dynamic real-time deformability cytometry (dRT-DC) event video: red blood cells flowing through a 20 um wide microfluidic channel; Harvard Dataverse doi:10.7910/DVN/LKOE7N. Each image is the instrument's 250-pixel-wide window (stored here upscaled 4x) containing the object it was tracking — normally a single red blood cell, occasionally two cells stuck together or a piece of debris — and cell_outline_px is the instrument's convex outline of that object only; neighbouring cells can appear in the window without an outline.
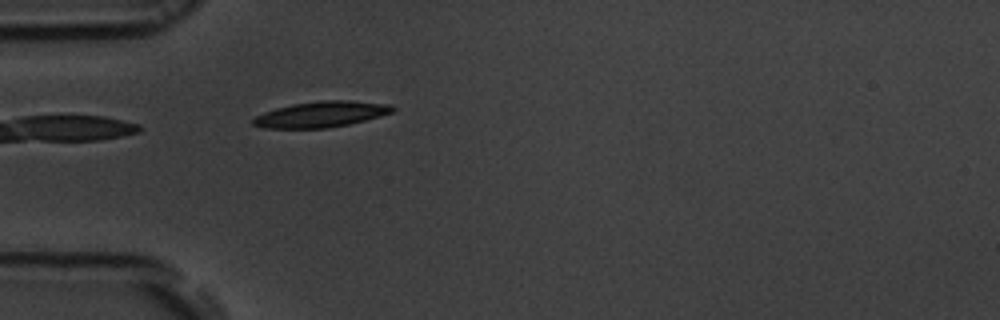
{"species": "common noctule bat (a hibernating species)", "species_latin": "Nyctalus noctula", "temperature_condition": "room temperature", "stored_images_in_passage": 32, "camera_frame_rate_fps": 3000, "um_per_image_px": 0.085, "animal": {"sex": "male", "body_mass_g": 19.5, "forearm_length_mm": 54.6}, "frame": {"image": 1, "passage_image": 1, "time_ms": 0.0, "image_size_px": [1000, 320], "cell_outline_px": [[396, 108], [392, 112], [380, 116], [348, 124], [328, 128], [264, 128], [252, 124], [252, 120], [256, 116], [264, 112], [276, 108], [292, 104], [320, 100], [348, 100], [392, 104]], "centroid_in_image_um": [27.31, 9.71], "position_along_channel_um": 57.7, "area_um2": 20.98}}
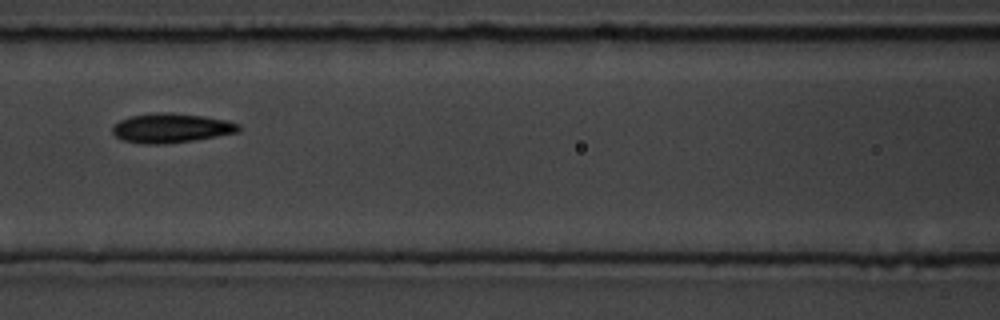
{"frame": {"image": 2, "passage_image": 9, "time_ms": 2.667, "image_size_px": [1000, 320], "cell_outline_px": [[240, 132], [192, 140], [164, 144], [144, 144], [124, 140], [116, 136], [112, 132], [112, 124], [120, 120], [132, 116], [156, 112], [172, 112], [204, 116], [228, 120], [240, 124]], "centroid_in_image_um": [14.56, 10.87], "position_along_channel_um": 152.0, "area_um2": 21.68}}
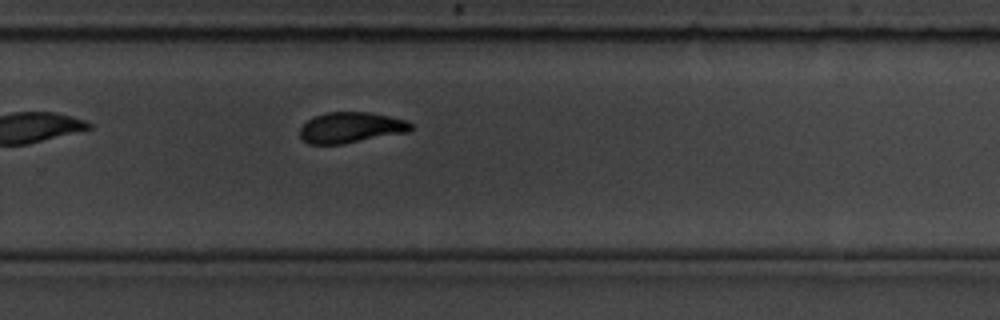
{"frame": {"image": 3, "passage_image": 21, "time_ms": 6.667, "image_size_px": [1000, 320], "cell_outline_px": [[412, 128], [408, 132], [344, 144], [308, 144], [300, 136], [300, 128], [308, 120], [316, 116], [328, 112], [372, 112], [404, 120], [412, 124]], "centroid_in_image_um": [29.82, 10.85], "position_along_channel_um": 300.0, "area_um2": 19.77}, "authors_computed_cell_mechanics": {"area_um2": 20.6346, "velocity_mm_per_s": 3.7063, "shape_relaxation_time_tau1_ms": 2.2734, "shape_relaxation_time_tau2_ms": 2.4651, "deformation_change_tau1": 0.1315, "deformation_change_tau2": 0.0899}}